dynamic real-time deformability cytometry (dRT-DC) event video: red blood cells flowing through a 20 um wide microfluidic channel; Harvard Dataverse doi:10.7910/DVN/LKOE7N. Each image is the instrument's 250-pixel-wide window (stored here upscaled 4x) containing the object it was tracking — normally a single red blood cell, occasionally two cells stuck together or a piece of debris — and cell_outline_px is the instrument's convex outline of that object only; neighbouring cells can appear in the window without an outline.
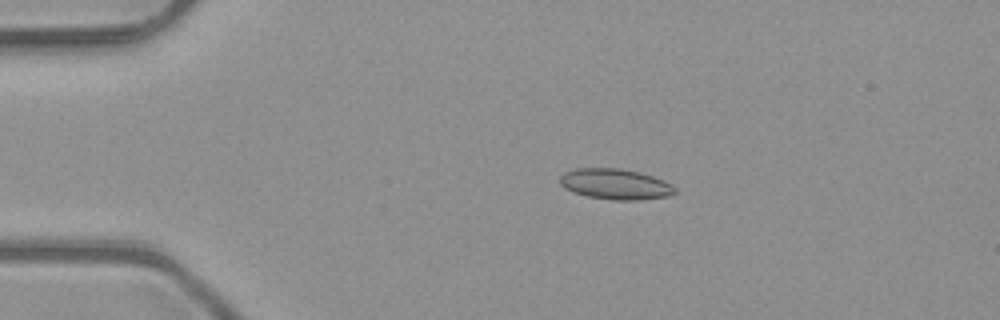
{"species": "common noctule bat (a hibernating species)", "species_latin": "Nyctalus noctula", "temperature_condition": "room temperature", "stored_images_in_passage": 6, "camera_frame_rate_fps": 3000, "um_per_image_px": 0.085, "animal": {"sex": "male", "body_mass_g": 23.1, "forearm_length_mm": 52.7}, "frame": {"image": 1, "passage_image": 3, "time_ms": 0.667, "image_size_px": [1000, 320], "cell_outline_px": [[676, 192], [668, 196], [636, 200], [612, 200], [588, 196], [572, 192], [564, 188], [560, 184], [560, 176], [564, 172], [576, 168], [620, 168], [640, 172], [664, 180], [672, 184], [676, 188]], "centroid_in_image_um": [52.3, 15.64], "position_along_channel_um": 32.7, "area_um2": 20.63}}
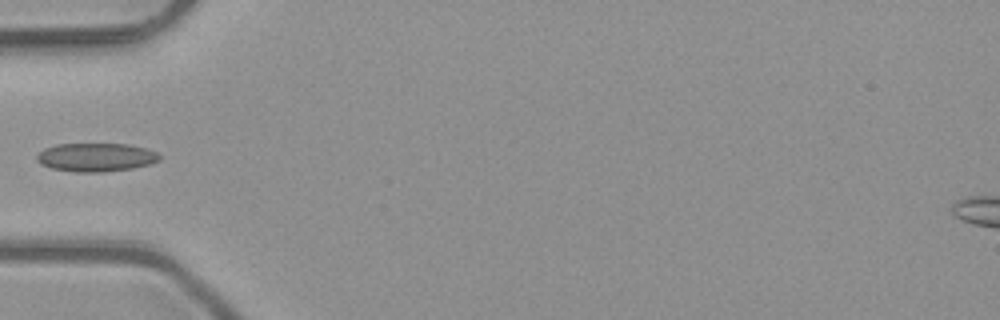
{"frame": {"image": 2, "passage_image": 5, "time_ms": 1.333, "image_size_px": [1000, 320], "cell_outline_px": [[160, 160], [148, 164], [132, 168], [104, 172], [76, 172], [52, 168], [40, 164], [36, 160], [36, 156], [44, 148], [56, 144], [128, 144], [144, 148], [156, 152], [160, 156]], "centroid_in_image_um": [8.12, 13.37], "position_along_channel_um": 76.9, "area_um2": 20.29}}
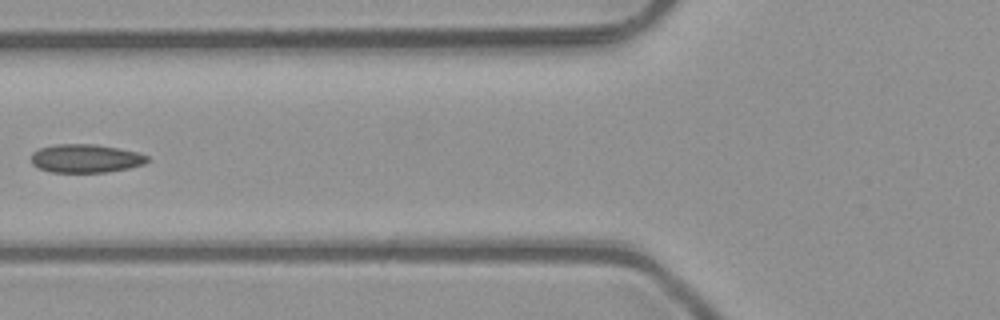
{"frame": {"image": 3, "passage_image": 6, "time_ms": 1.667, "image_size_px": [1000, 320], "cell_outline_px": [[148, 160], [144, 164], [128, 168], [104, 172], [52, 172], [40, 168], [32, 164], [32, 152], [40, 148], [56, 144], [96, 144], [136, 152], [148, 156]], "centroid_in_image_um": [7.26, 13.46], "position_along_channel_um": 118.5, "area_um2": 19.02}}